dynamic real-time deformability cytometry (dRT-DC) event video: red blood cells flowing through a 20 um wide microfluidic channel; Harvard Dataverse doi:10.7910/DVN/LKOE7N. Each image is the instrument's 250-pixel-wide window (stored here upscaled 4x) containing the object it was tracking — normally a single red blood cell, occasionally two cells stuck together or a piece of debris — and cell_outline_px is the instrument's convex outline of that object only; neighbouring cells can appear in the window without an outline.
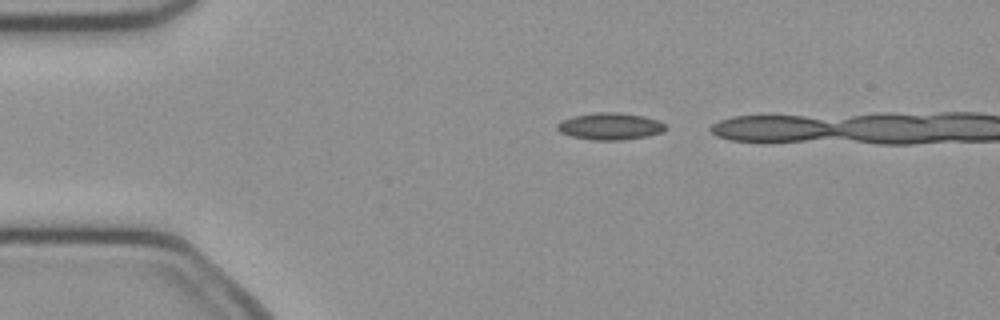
{"species": "common noctule bat (a hibernating species)", "species_latin": "Nyctalus noctula", "temperature_condition": "cold", "stored_images_in_passage": 12, "camera_frame_rate_fps": 3000, "um_per_image_px": 0.085, "animal": {"sex": "female", "body_mass_g": 21.9}, "frame": {"image": 1, "passage_image": 10, "time_ms": 3.0, "image_size_px": [1000, 320], "cell_outline_px": [[668, 128], [660, 132], [644, 136], [624, 140], [592, 140], [572, 136], [560, 132], [556, 128], [556, 124], [572, 116], [596, 112], [616, 112], [644, 116], [660, 120]], "centroid_in_image_um": [51.85, 10.73], "position_along_channel_um": 33.1, "area_um2": 16.94}}